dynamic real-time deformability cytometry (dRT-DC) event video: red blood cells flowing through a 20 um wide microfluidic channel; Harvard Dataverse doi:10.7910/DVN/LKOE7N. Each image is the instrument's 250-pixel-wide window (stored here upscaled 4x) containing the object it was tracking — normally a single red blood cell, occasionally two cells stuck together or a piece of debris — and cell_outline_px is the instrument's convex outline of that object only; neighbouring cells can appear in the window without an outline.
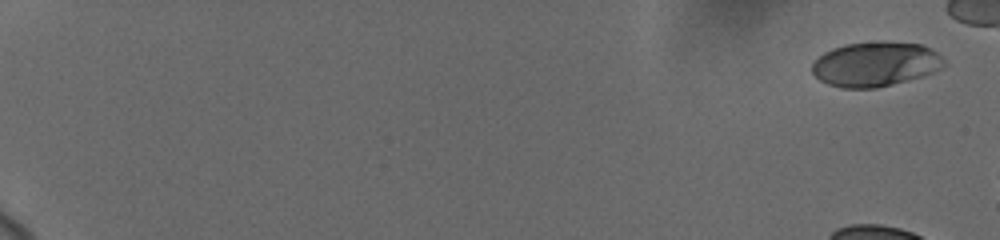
{"species": "human", "species_latin": "Homo sapiens", "temperature_condition": "cold", "stored_images_in_passage": 6, "camera_frame_rate_fps": 3000, "um_per_image_px": 0.085, "donor": {"sex": "female"}, "frame": {"image": 1, "passage_image": 1, "time_ms": 0.0, "image_size_px": [1000, 240], "cell_outline_px": [[948, 64], [944, 68], [924, 76], [876, 88], [840, 88], [828, 84], [820, 80], [812, 72], [812, 64], [824, 52], [832, 48], [844, 44], [880, 40], [920, 44], [932, 48]], "centroid_in_image_um": [74.45, 5.44], "position_along_channel_um": 10.6, "area_um2": 34.8}}